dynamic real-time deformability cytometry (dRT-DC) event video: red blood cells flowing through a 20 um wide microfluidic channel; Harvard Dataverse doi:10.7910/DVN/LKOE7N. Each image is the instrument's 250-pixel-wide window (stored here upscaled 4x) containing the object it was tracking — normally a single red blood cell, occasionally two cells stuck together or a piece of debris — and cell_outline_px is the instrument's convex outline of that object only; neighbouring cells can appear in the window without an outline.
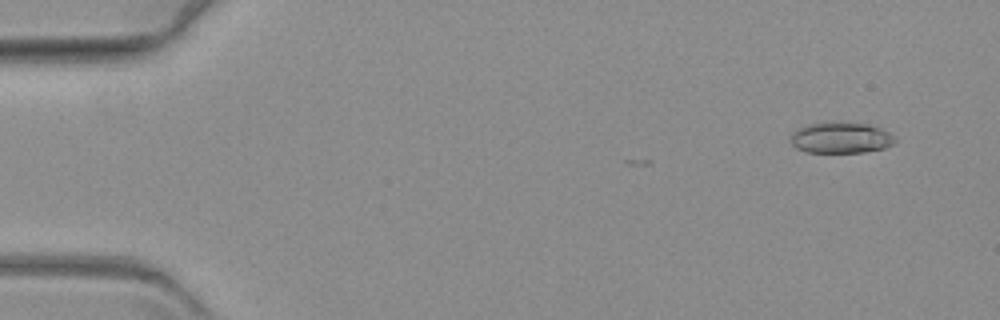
{"species": "common noctule bat (a hibernating species)", "species_latin": "Nyctalus noctula", "temperature_condition": "warm", "stored_images_in_passage": 13, "camera_frame_rate_fps": 3000, "um_per_image_px": 0.085, "animal": {"sex": "female", "body_mass_g": 19.3, "forearm_length_mm": 54.1}, "frame": {"image": 1, "passage_image": 5, "time_ms": 1.333, "image_size_px": [1000, 320], "cell_outline_px": [[896, 140], [892, 144], [884, 148], [864, 152], [804, 152], [796, 148], [792, 144], [792, 132], [796, 128], [808, 124], [868, 124], [880, 128], [896, 136]], "centroid_in_image_um": [71.48, 11.74], "position_along_channel_um": 13.5, "area_um2": 18.38}}